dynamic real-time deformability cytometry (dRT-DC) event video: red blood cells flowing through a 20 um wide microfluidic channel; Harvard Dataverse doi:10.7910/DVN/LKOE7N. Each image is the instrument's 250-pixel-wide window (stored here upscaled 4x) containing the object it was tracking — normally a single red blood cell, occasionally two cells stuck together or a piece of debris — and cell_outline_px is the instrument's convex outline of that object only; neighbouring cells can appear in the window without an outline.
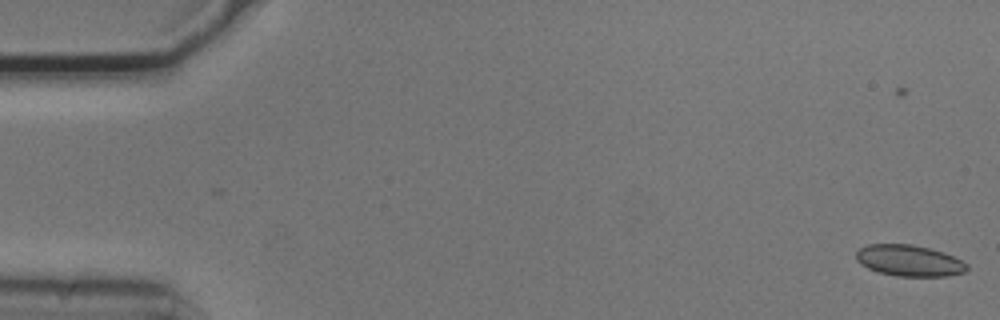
{"species": "common noctule bat (a hibernating species)", "species_latin": "Nyctalus noctula", "temperature_condition": "cold", "stored_images_in_passage": 55, "camera_frame_rate_fps": 3000, "um_per_image_px": 0.085, "animal": {"sex": "male", "body_mass_g": 20.5, "forearm_length_mm": 52.5}, "frame": {"image": 1, "passage_image": 4, "time_ms": 1.0, "image_size_px": [1000, 320], "cell_outline_px": [[968, 268], [964, 272], [948, 276], [896, 276], [880, 272], [868, 268], [860, 264], [856, 260], [856, 252], [860, 248], [868, 244], [912, 244], [944, 252], [968, 264]], "centroid_in_image_um": [77.27, 22.15], "position_along_channel_um": 7.7, "area_um2": 20.11}}
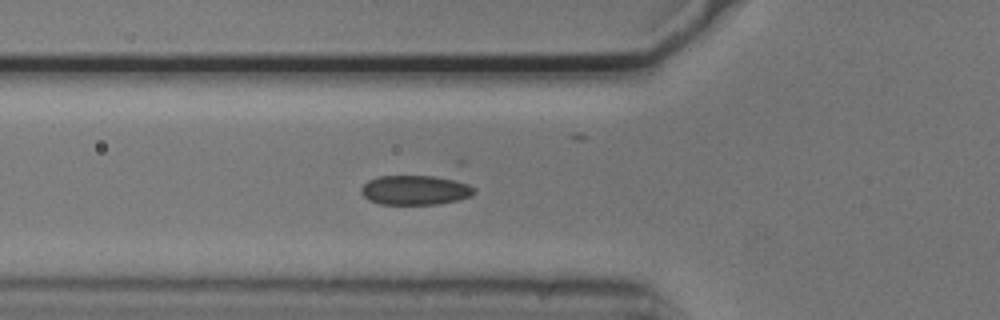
{"frame": {"image": 2, "passage_image": 22, "time_ms": 7.0, "image_size_px": [1000, 320], "cell_outline_px": [[476, 192], [472, 196], [456, 200], [436, 204], [380, 204], [368, 200], [360, 192], [360, 188], [368, 180], [380, 176], [452, 176], [476, 188]], "centroid_in_image_um": [35.34, 16.14], "position_along_channel_um": 90.5, "area_um2": 19.88}}
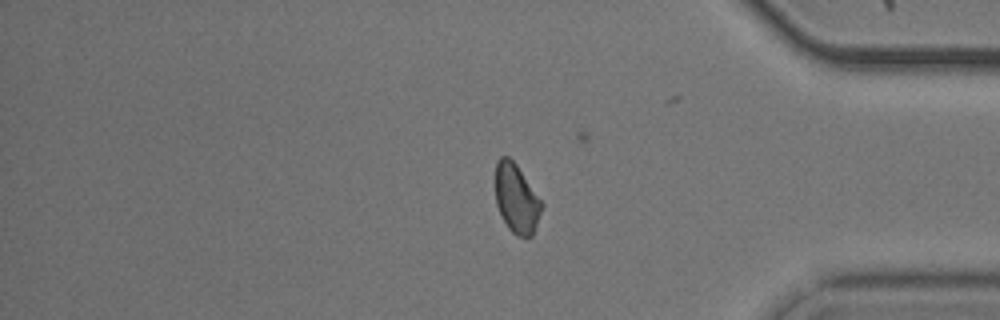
{"frame": {"image": 3, "passage_image": 48, "time_ms": 15.667, "image_size_px": [1000, 320], "cell_outline_px": [[544, 204], [532, 236], [516, 236], [508, 228], [496, 204], [496, 160], [500, 156], [508, 156], [516, 164]], "centroid_in_image_um": [43.9, 16.87], "position_along_channel_um": 391.3, "area_um2": 18.44}}